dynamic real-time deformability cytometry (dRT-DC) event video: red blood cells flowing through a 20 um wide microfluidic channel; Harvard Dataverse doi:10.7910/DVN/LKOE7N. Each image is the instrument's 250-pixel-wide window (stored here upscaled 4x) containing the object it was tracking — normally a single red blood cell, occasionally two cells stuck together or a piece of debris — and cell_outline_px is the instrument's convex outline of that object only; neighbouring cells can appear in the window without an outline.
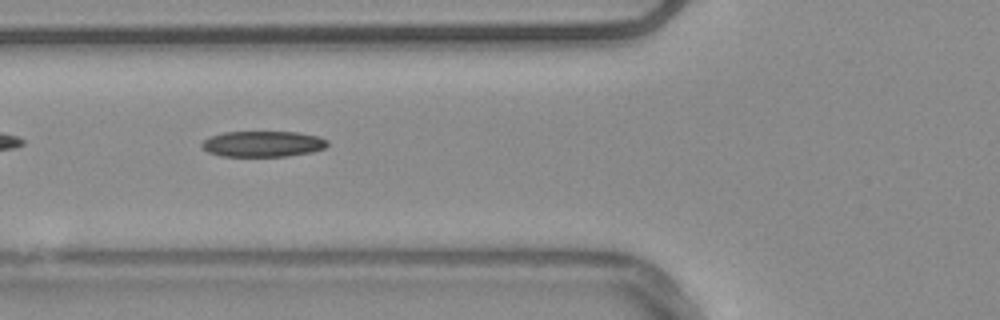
{"species": "common noctule bat (a hibernating species)", "species_latin": "Nyctalus noctula", "temperature_condition": "warm", "stored_images_in_passage": 39, "camera_frame_rate_fps": 3000, "um_per_image_px": 0.085, "animal": {"sex": "male", "body_mass_g": 20.4}, "frame": {"image": 1, "passage_image": 6, "time_ms": 1.667, "image_size_px": [1000, 320], "cell_outline_px": [[328, 144], [324, 148], [312, 152], [288, 156], [220, 156], [208, 152], [200, 144], [204, 140], [212, 136], [224, 132], [296, 132], [320, 136], [328, 140]], "centroid_in_image_um": [22.37, 12.23], "position_along_channel_um": 103.4, "area_um2": 18.9}, "authors_computed_cell_mechanics": {"area_um2": 19.0162, "velocity_mm_per_s": 3.7881, "shape_relaxation_time_tau1_ms": null, "shape_relaxation_time_tau2_ms": 6.7687, "deformation_change_tau1": null, "deformation_change_tau2": 0.1581}}